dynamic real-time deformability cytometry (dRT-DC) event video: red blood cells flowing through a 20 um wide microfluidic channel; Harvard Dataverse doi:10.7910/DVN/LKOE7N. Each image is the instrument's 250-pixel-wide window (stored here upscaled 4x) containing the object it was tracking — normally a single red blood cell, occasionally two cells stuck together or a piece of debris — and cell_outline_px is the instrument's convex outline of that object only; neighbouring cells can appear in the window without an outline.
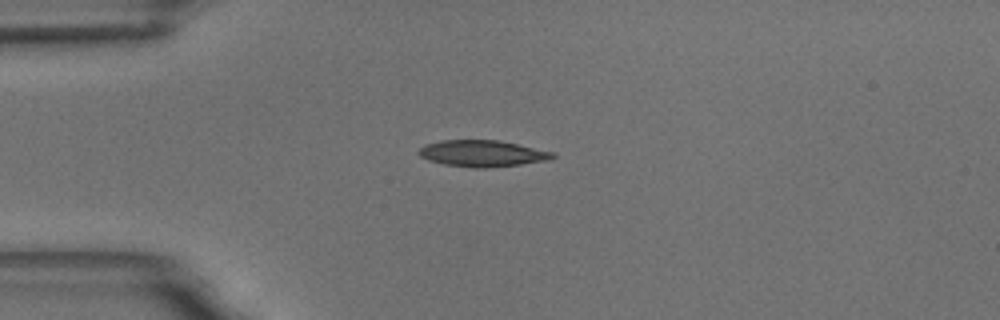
{"species": "common noctule bat (a hibernating species)", "species_latin": "Nyctalus noctula", "temperature_condition": "room temperature", "stored_images_in_passage": 4, "camera_frame_rate_fps": 3000, "um_per_image_px": 0.085, "animal": {"sex": "male", "body_mass_g": 18.8}, "frame": {"image": 1, "passage_image": 3, "time_ms": 2.333, "image_size_px": [1000, 320], "cell_outline_px": [[556, 156], [548, 160], [520, 164], [484, 168], [472, 168], [444, 164], [428, 160], [420, 156], [416, 152], [424, 144], [440, 140], [496, 140], [516, 144], [552, 152]], "centroid_in_image_um": [40.92, 13.04], "position_along_channel_um": 44.1, "area_um2": 20.46}}